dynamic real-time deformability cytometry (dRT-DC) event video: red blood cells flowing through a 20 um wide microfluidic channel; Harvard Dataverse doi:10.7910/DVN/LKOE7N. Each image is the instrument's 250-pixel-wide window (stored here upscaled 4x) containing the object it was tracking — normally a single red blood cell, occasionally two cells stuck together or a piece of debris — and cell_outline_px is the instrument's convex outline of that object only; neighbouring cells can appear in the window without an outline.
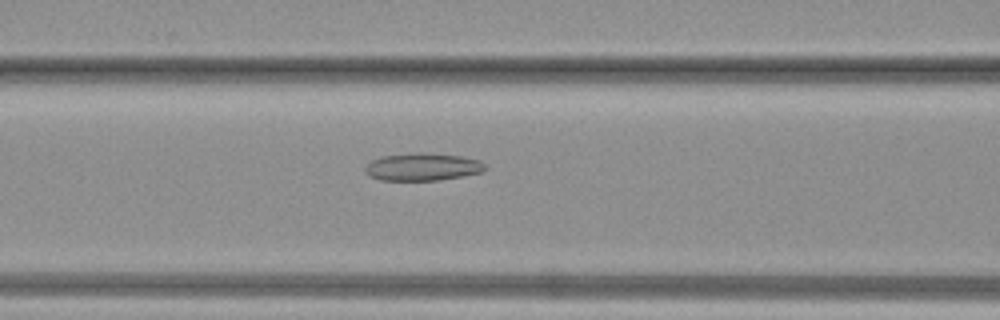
{"species": "common noctule bat (a hibernating species)", "species_latin": "Nyctalus noctula", "temperature_condition": "warm", "stored_images_in_passage": 34, "camera_frame_rate_fps": 3000, "um_per_image_px": 0.085, "animal": {"sex": "female", "body_mass_g": 19.3, "forearm_length_mm": 54.1}, "frame": {"image": 1, "passage_image": 14, "time_ms": 4.333, "image_size_px": [1000, 320], "cell_outline_px": [[488, 168], [480, 172], [464, 176], [440, 180], [380, 180], [364, 172], [364, 168], [372, 160], [380, 156], [416, 152], [424, 152], [460, 156], [480, 160]], "centroid_in_image_um": [35.92, 14.18], "position_along_channel_um": 130.7, "area_um2": 19.36}}
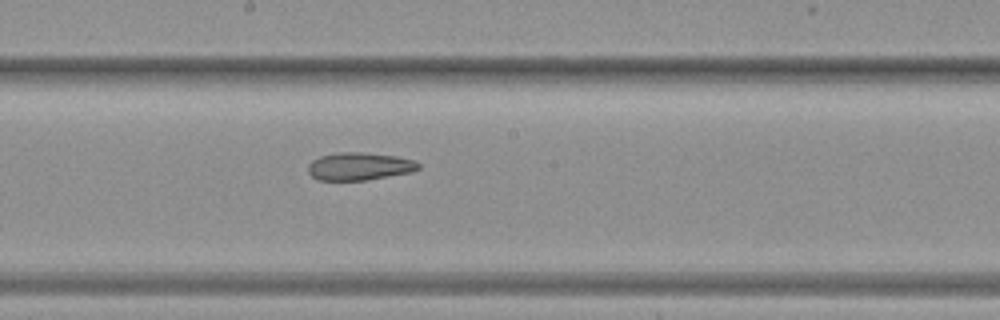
{"frame": {"image": 2, "passage_image": 19, "time_ms": 6.0, "image_size_px": [1000, 320], "cell_outline_px": [[420, 168], [412, 172], [368, 180], [316, 180], [308, 172], [308, 164], [312, 160], [320, 156], [336, 152], [364, 152], [396, 156], [416, 160], [420, 164]], "centroid_in_image_um": [30.56, 14.13], "position_along_channel_um": 217.6, "area_um2": 18.09}}
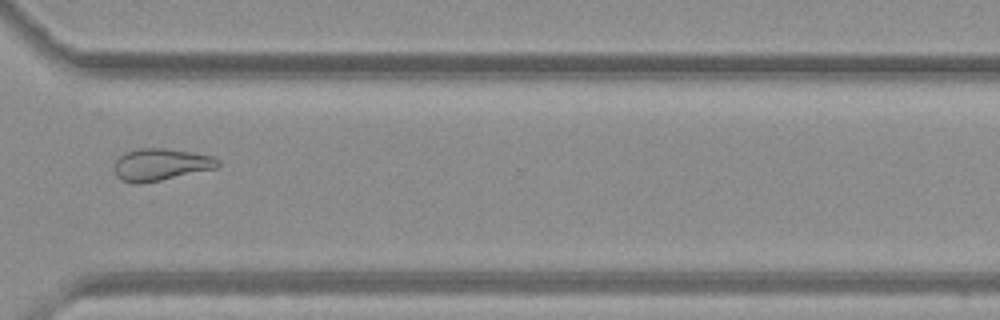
{"frame": {"image": 3, "passage_image": 27, "time_ms": 8.667, "image_size_px": [1000, 320], "cell_outline_px": [[220, 164], [216, 168], [160, 180], [140, 184], [132, 184], [120, 180], [116, 176], [112, 168], [112, 164], [124, 152], [140, 148], [168, 148], [192, 152], [212, 156], [220, 160]], "centroid_in_image_um": [13.6, 13.99], "position_along_channel_um": 357.0, "area_um2": 19.65}}